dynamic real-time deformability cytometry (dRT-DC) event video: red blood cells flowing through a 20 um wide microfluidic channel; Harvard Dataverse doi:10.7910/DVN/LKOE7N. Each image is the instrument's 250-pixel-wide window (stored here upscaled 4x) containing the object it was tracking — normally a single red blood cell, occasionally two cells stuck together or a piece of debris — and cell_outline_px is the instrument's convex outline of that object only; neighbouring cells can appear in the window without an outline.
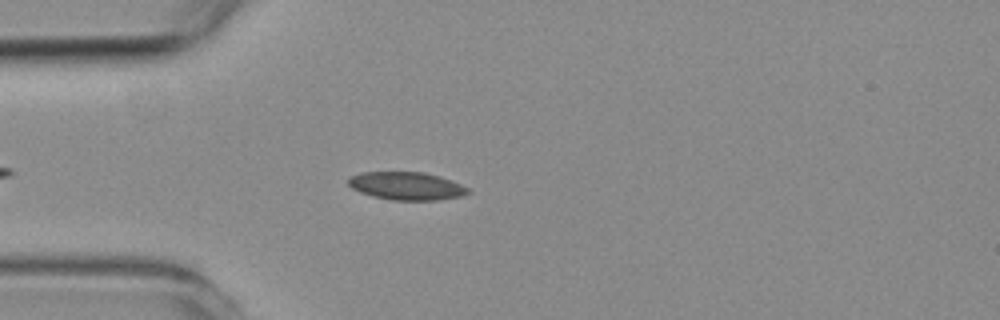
{"species": "common noctule bat (a hibernating species)", "species_latin": "Nyctalus noctula", "temperature_condition": "room temperature", "stored_images_in_passage": 46, "camera_frame_rate_fps": 3000, "um_per_image_px": 0.085, "animal": {"sex": "female", "body_mass_g": 19.3, "forearm_length_mm": 54.1}, "frame": {"image": 1, "passage_image": 7, "time_ms": 2.0, "image_size_px": [1000, 320], "cell_outline_px": [[472, 192], [460, 196], [440, 200], [392, 200], [372, 196], [360, 192], [352, 188], [348, 184], [348, 176], [360, 172], [424, 172], [440, 176], [452, 180], [468, 188]], "centroid_in_image_um": [34.54, 15.8], "position_along_channel_um": 50.5, "area_um2": 19.65}}
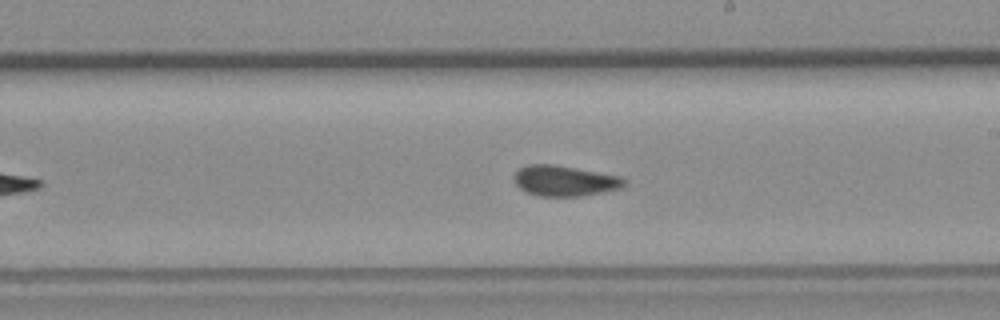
{"frame": {"image": 2, "passage_image": 23, "time_ms": 7.333, "image_size_px": [1000, 320], "cell_outline_px": [[624, 188], [604, 192], [580, 196], [536, 196], [520, 188], [516, 184], [512, 176], [520, 168], [528, 164], [552, 164], [620, 176], [624, 180]], "centroid_in_image_um": [47.98, 15.37], "position_along_channel_um": 241.0, "area_um2": 19.54}}
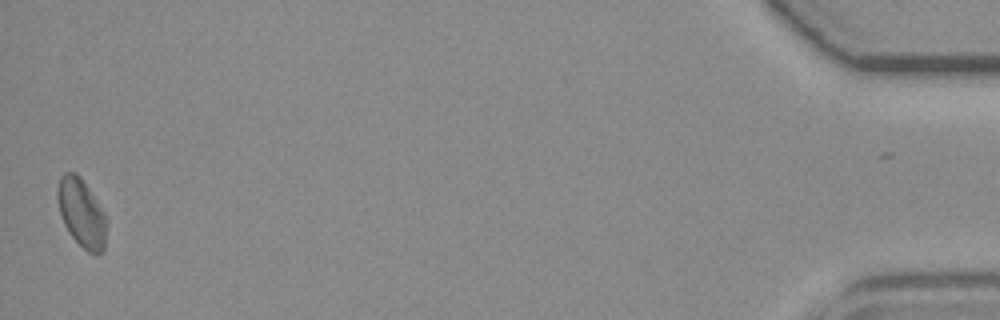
{"frame": {"image": 3, "passage_image": 46, "time_ms": 15.0, "image_size_px": [1000, 320], "cell_outline_px": [[104, 248], [100, 252], [88, 252], [68, 232], [64, 224], [60, 212], [56, 196], [56, 188], [60, 176], [64, 172], [72, 172], [80, 176], [104, 212]], "centroid_in_image_um": [6.86, 18.04], "position_along_channel_um": 428.3, "area_um2": 18.9}, "authors_computed_cell_mechanics": {"area_um2": 19.4208, "velocity_mm_per_s": 3.7454, "shape_relaxation_time_tau1_ms": null, "shape_relaxation_time_tau2_ms": 2.3787, "deformation_change_tau1": null, "deformation_change_tau2": 0.0645}}